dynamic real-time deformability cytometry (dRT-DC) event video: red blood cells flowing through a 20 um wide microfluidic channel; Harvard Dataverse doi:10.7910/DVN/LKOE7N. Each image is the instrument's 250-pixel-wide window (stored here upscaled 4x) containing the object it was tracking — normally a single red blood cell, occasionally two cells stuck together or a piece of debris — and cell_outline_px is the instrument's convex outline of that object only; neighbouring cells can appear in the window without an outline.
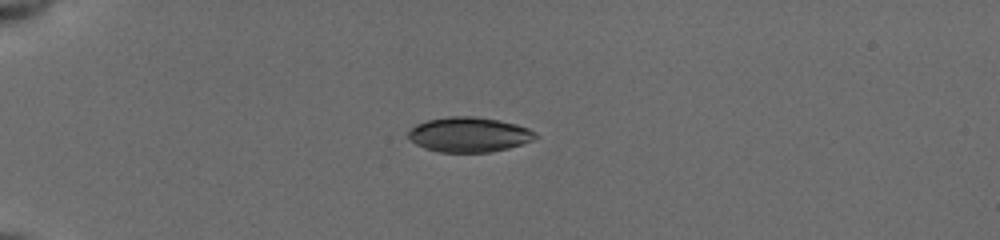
{"species": "common noctule bat (a hibernating species)", "species_latin": "Nyctalus noctula", "temperature_condition": "cold", "stored_images_in_passage": 39, "camera_frame_rate_fps": 3000, "um_per_image_px": 0.085, "animal": {"sex": "female", "body_mass_g": 19.5, "forearm_length_mm": 54.1}, "frame": {"image": 1, "passage_image": 1, "time_ms": 0.0, "image_size_px": [1000, 240], "cell_outline_px": [[540, 136], [532, 140], [508, 148], [488, 152], [440, 152], [424, 148], [416, 144], [408, 136], [408, 132], [416, 124], [428, 120], [448, 116], [472, 116], [496, 120], [516, 124], [528, 128], [536, 132]], "centroid_in_image_um": [39.87, 11.44], "position_along_channel_um": 45.1, "area_um2": 25.66}}
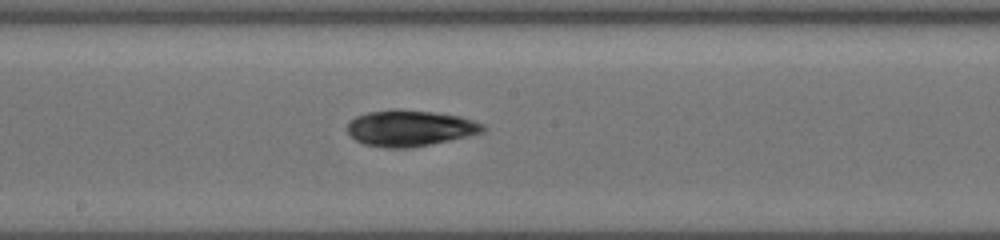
{"frame": {"image": 2, "passage_image": 17, "time_ms": 5.333, "image_size_px": [1000, 240], "cell_outline_px": [[488, 128], [484, 132], [468, 136], [412, 148], [388, 148], [364, 144], [356, 140], [348, 132], [348, 124], [356, 116], [368, 112], [392, 108], [396, 108], [432, 112], [460, 116], [484, 124]], "centroid_in_image_um": [34.87, 10.89], "position_along_channel_um": 213.3, "area_um2": 28.61}}
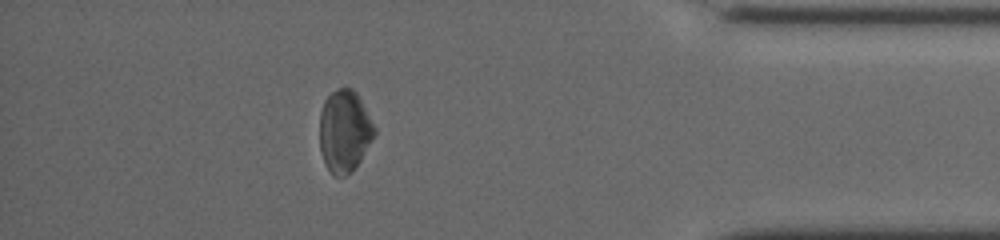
{"frame": {"image": 3, "passage_image": 34, "time_ms": 11.0, "image_size_px": [1000, 240], "cell_outline_px": [[376, 132], [372, 140], [360, 160], [344, 176], [336, 176], [324, 164], [320, 148], [320, 112], [324, 100], [332, 92], [340, 88], [352, 88], [356, 92], [376, 128]], "centroid_in_image_um": [29.27, 11.12], "position_along_channel_um": 405.9, "area_um2": 25.84}, "authors_computed_cell_mechanics": {"area_um2": 27.744, "velocity_mm_per_s": 3.9348, "shape_relaxation_time_tau1_ms": 4.5306, "shape_relaxation_time_tau2_ms": null, "deformation_change_tau1": 0.0978, "deformation_change_tau2": null}}